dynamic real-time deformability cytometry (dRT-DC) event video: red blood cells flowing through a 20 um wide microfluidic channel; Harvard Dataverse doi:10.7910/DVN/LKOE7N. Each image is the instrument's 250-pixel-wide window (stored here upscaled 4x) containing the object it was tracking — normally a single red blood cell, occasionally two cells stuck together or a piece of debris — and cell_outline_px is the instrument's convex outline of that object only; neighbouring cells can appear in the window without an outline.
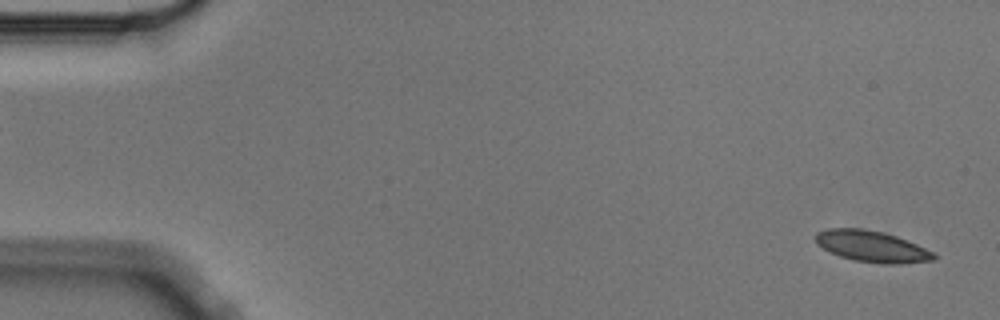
{"species": "Egyptian fruit bat (a non-hibernating species)", "species_latin": "Rousettus aegyptiacus", "temperature_condition": "cold", "stored_images_in_passage": 3, "segment_of_instrument_passage": [2, 2], "camera_frame_rate_fps": 3000, "um_per_image_px": 0.085, "animal": {"sex": "male"}, "frame": {"image": 1, "passage_image": 3, "time_ms": 0.667, "image_size_px": [1000, 320], "cell_outline_px": [[936, 260], [900, 264], [880, 264], [852, 260], [828, 252], [816, 244], [816, 232], [828, 228], [864, 228], [884, 232], [908, 240], [936, 252]], "centroid_in_image_um": [74.13, 20.95], "position_along_channel_um": 10.9, "area_um2": 22.02}}